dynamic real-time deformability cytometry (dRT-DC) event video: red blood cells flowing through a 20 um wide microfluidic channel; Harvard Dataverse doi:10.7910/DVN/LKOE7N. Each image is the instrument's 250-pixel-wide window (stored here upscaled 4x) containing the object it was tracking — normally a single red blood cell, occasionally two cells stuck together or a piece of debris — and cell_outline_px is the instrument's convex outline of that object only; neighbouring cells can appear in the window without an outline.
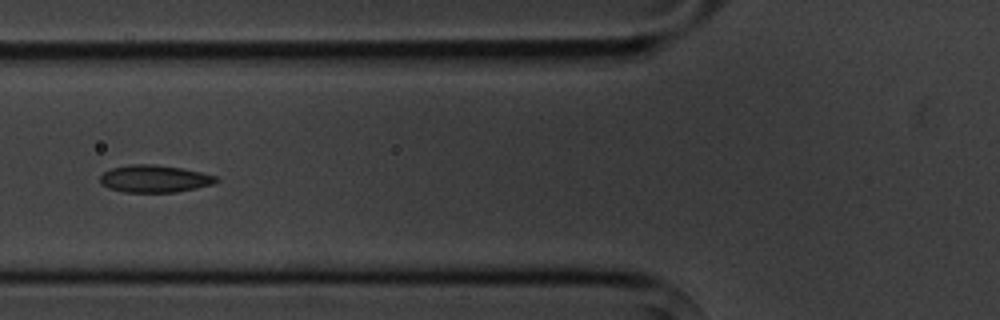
{"species": "common noctule bat (a hibernating species)", "species_latin": "Nyctalus noctula", "temperature_condition": "cold", "stored_images_in_passage": 7, "camera_frame_rate_fps": 3000, "um_per_image_px": 0.085, "animal": {"sex": "male", "body_mass_g": 20.1, "forearm_length_mm": 53.5}, "frame": {"image": 1, "passage_image": 5, "time_ms": 4.667, "image_size_px": [1000, 320], "cell_outline_px": [[220, 180], [212, 184], [196, 188], [176, 192], [124, 192], [108, 188], [100, 184], [100, 176], [104, 172], [112, 168], [128, 164], [152, 164], [180, 168], [200, 172], [216, 176]], "centroid_in_image_um": [13.1, 15.19], "position_along_channel_um": 112.7, "area_um2": 18.44}}
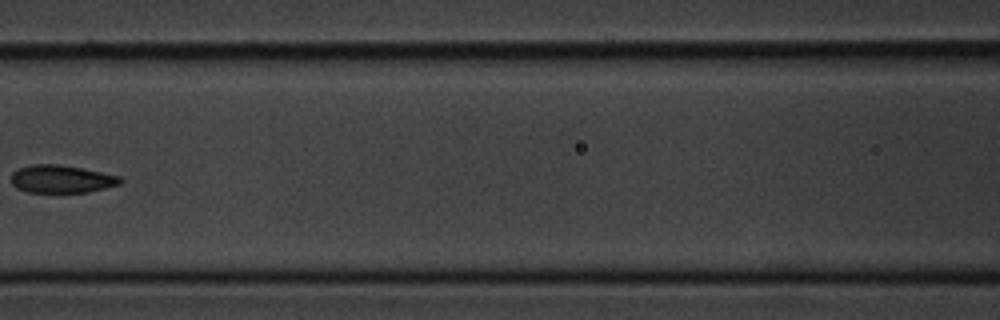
{"frame": {"image": 2, "passage_image": 6, "time_ms": 6.0, "image_size_px": [1000, 320], "cell_outline_px": [[124, 180], [120, 184], [88, 192], [28, 192], [16, 188], [12, 184], [12, 172], [20, 168], [32, 164], [56, 164], [80, 168], [120, 176]], "centroid_in_image_um": [5.22, 15.22], "position_along_channel_um": 161.4, "area_um2": 17.51}}
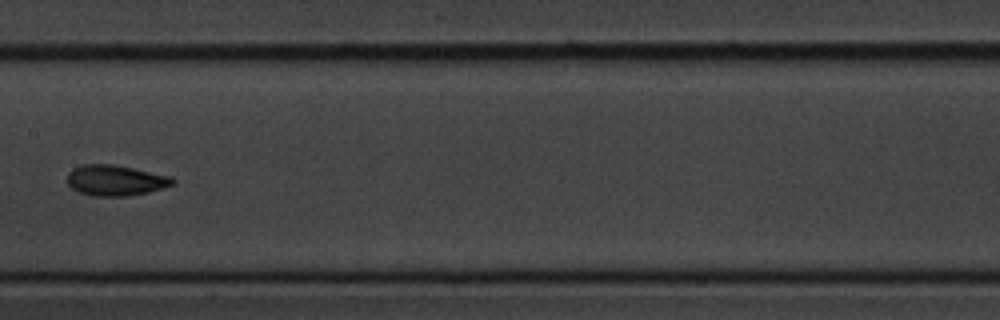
{"frame": {"image": 3, "passage_image": 7, "time_ms": 7.0, "image_size_px": [1000, 320], "cell_outline_px": [[176, 180], [172, 184], [148, 192], [128, 196], [92, 196], [80, 192], [72, 188], [68, 184], [68, 172], [72, 168], [84, 164], [112, 164], [172, 176]], "centroid_in_image_um": [9.8, 15.32], "position_along_channel_um": 197.6, "area_um2": 18.73}}